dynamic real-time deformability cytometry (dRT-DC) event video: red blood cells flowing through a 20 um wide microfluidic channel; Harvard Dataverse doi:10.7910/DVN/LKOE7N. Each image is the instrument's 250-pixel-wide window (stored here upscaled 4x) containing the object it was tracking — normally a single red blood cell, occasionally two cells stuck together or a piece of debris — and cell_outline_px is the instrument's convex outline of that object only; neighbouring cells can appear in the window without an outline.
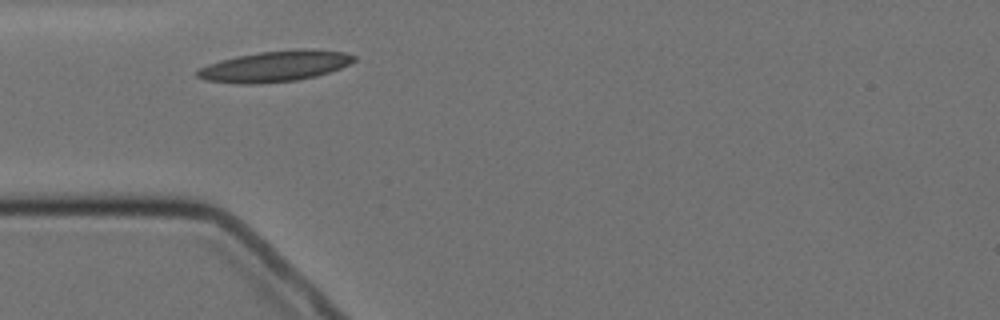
{"species": "Egyptian fruit bat (a non-hibernating species)", "species_latin": "Rousettus aegyptiacus", "temperature_condition": "cold", "stored_images_in_passage": 7, "camera_frame_rate_fps": 3000, "um_per_image_px": 0.085, "animal": {"sex": "female"}, "frame": {"image": 1, "passage_image": 1, "time_ms": 0.0, "image_size_px": [1000, 320], "cell_outline_px": [[356, 60], [340, 68], [316, 76], [296, 80], [252, 84], [240, 84], [204, 80], [196, 76], [196, 68], [220, 60], [236, 56], [260, 52], [296, 48], [312, 48], [344, 52], [356, 56]], "centroid_in_image_um": [23.35, 5.62], "position_along_channel_um": 61.6, "area_um2": 28.38}}
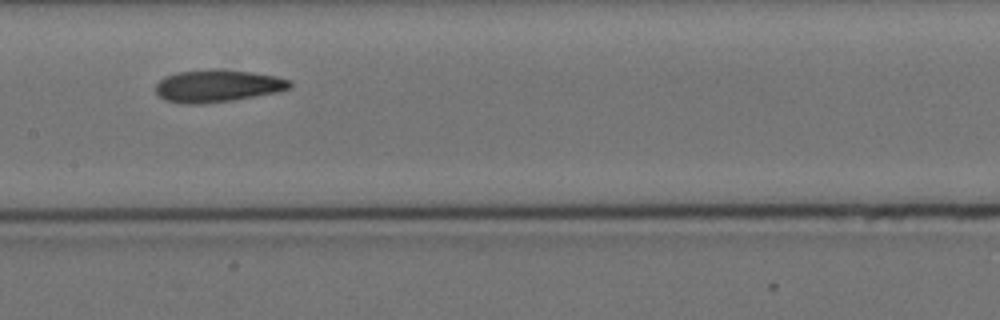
{"frame": {"image": 2, "passage_image": 4, "time_ms": 3.667, "image_size_px": [1000, 320], "cell_outline_px": [[292, 88], [276, 92], [232, 100], [196, 104], [188, 104], [164, 100], [156, 92], [156, 84], [164, 76], [176, 72], [208, 68], [224, 68], [252, 72], [276, 76], [288, 80], [292, 84]], "centroid_in_image_um": [18.47, 7.27], "position_along_channel_um": 188.9, "area_um2": 25.49}}
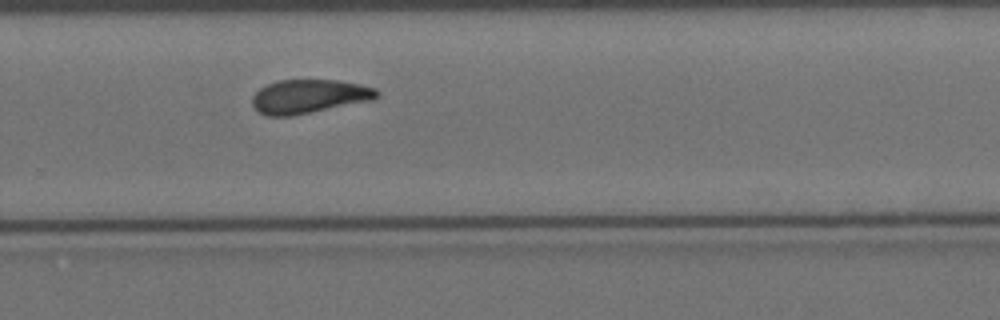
{"frame": {"image": 3, "passage_image": 7, "time_ms": 7.0, "image_size_px": [1000, 320], "cell_outline_px": [[380, 96], [372, 100], [292, 116], [268, 116], [260, 112], [252, 104], [252, 96], [260, 88], [276, 80], [340, 80], [360, 84], [376, 88], [380, 92]], "centroid_in_image_um": [26.29, 8.19], "position_along_channel_um": 303.5, "area_um2": 24.62}}